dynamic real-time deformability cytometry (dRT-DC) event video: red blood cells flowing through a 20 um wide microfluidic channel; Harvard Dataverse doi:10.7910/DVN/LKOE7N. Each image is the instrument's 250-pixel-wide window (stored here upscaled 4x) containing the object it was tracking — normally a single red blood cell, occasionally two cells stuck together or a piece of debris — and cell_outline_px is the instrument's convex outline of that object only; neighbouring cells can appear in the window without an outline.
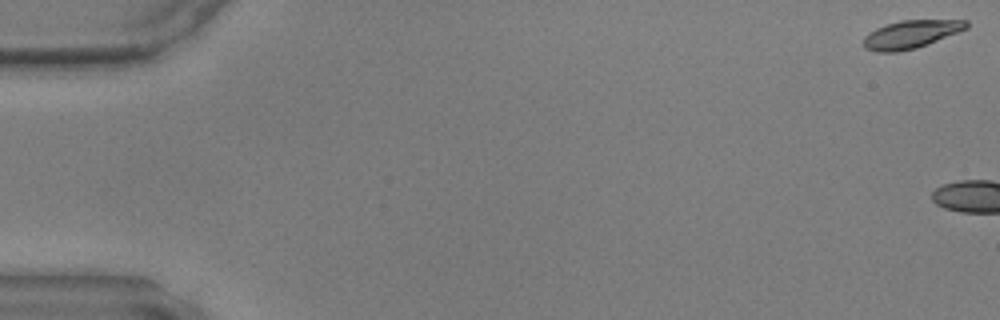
{"species": "common noctule bat (a hibernating species)", "species_latin": "Nyctalus noctula", "temperature_condition": "warm", "stored_images_in_passage": 3, "camera_frame_rate_fps": 3000, "um_per_image_px": 0.085, "animal": {"sex": "male", "body_mass_g": 17.9, "forearm_length_mm": 54.2}, "frame": {"image": 1, "passage_image": 1, "time_ms": 0.0, "image_size_px": [1000, 320], "cell_outline_px": [[968, 28], [916, 48], [896, 52], [876, 52], [864, 48], [864, 36], [868, 32], [876, 28], [900, 20], [968, 20]], "centroid_in_image_um": [77.4, 2.91], "position_along_channel_um": 7.6, "area_um2": 16.65}}